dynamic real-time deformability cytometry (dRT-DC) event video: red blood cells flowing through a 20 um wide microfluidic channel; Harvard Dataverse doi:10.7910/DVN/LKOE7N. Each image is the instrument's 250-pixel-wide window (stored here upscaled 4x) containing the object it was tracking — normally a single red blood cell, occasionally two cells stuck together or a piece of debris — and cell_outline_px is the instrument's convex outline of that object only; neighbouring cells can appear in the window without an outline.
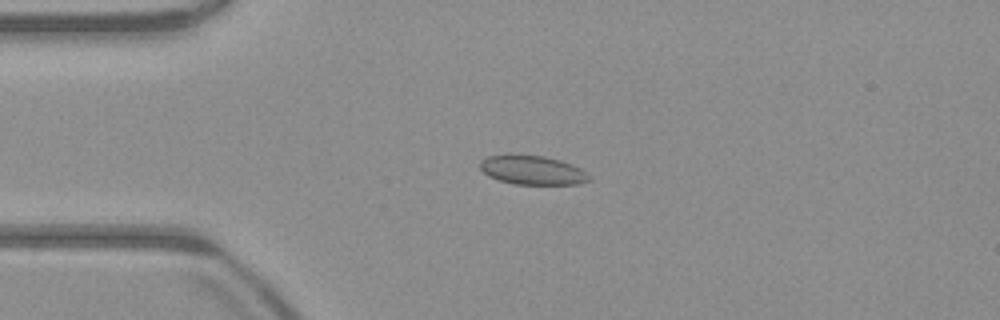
{"species": "common noctule bat (a hibernating species)", "species_latin": "Nyctalus noctula", "temperature_condition": "warm", "stored_images_in_passage": 52, "camera_frame_rate_fps": 3000, "um_per_image_px": 0.085, "animal": {"sex": "male", "body_mass_g": 23.1, "forearm_length_mm": 52.7}, "frame": {"image": 1, "passage_image": 12, "time_ms": 3.667, "image_size_px": [1000, 320], "cell_outline_px": [[592, 180], [580, 184], [512, 184], [488, 176], [480, 168], [480, 160], [488, 156], [508, 152], [544, 156], [560, 160], [572, 164], [580, 168]], "centroid_in_image_um": [45.2, 14.43], "position_along_channel_um": 39.8, "area_um2": 18.9}}
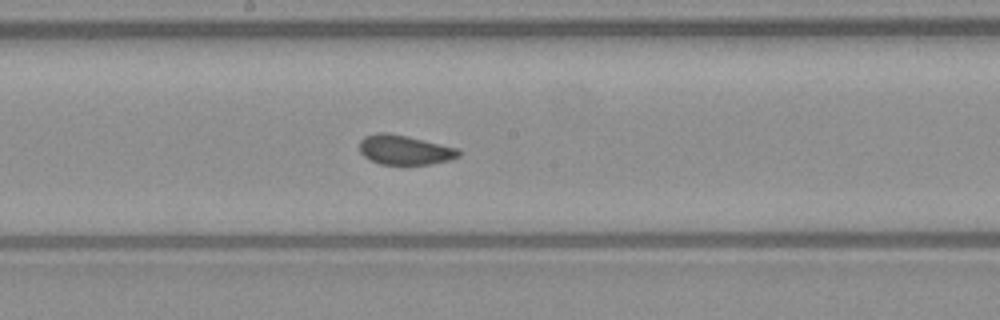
{"frame": {"image": 2, "passage_image": 27, "time_ms": 8.667, "image_size_px": [1000, 320], "cell_outline_px": [[460, 156], [448, 160], [432, 164], [380, 164], [364, 156], [360, 152], [360, 140], [364, 136], [376, 132], [388, 132], [408, 136], [460, 148]], "centroid_in_image_um": [34.41, 12.72], "position_along_channel_um": 213.8, "area_um2": 17.22}}
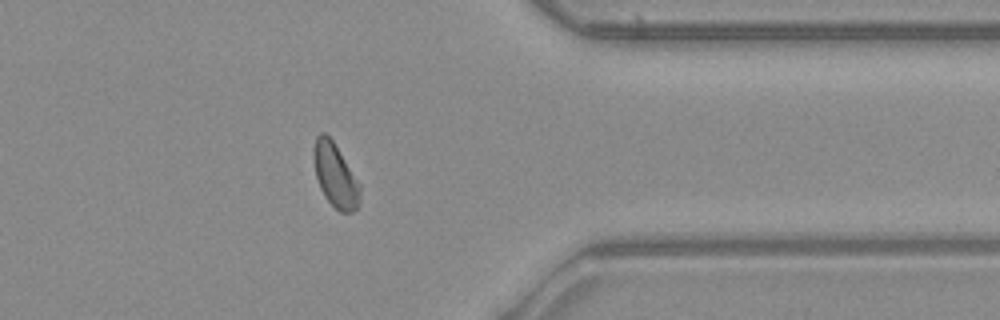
{"frame": {"image": 3, "passage_image": 41, "time_ms": 13.333, "image_size_px": [1000, 320], "cell_outline_px": [[360, 204], [352, 212], [340, 212], [324, 196], [320, 188], [316, 176], [312, 156], [312, 148], [316, 136], [320, 132], [324, 132], [332, 140], [360, 184]], "centroid_in_image_um": [28.47, 14.89], "position_along_channel_um": 382.9, "area_um2": 17.17}, "authors_computed_cell_mechanics": {"area_um2": 17.8602, "velocity_mm_per_s": 3.9499, "shape_relaxation_time_tau1_ms": 6.141, "shape_relaxation_time_tau2_ms": null, "deformation_change_tau1": 0.1084, "deformation_change_tau2": null}}